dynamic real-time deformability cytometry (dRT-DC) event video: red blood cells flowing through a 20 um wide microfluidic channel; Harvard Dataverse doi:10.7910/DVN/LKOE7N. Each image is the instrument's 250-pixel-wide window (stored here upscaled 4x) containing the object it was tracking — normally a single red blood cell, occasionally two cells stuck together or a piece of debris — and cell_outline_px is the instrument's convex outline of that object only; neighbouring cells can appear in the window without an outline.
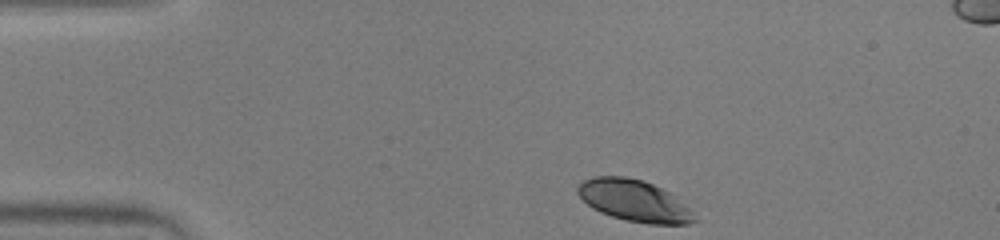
{"species": "human", "species_latin": "Homo sapiens", "temperature_condition": "warm", "stored_images_in_passage": 44, "segment_of_instrument_passage": [1, 2], "camera_frame_rate_fps": 3000, "um_per_image_px": 0.085, "donor": {"sex": "male"}, "frame": {"image": 1, "passage_image": 1, "time_ms": 0.0, "image_size_px": [1000, 240], "cell_outline_px": [[700, 220], [688, 224], [648, 224], [624, 220], [600, 212], [592, 208], [576, 192], [576, 188], [584, 180], [592, 176], [624, 176], [640, 180], [652, 184], [672, 192]], "centroid_in_image_um": [53.93, 17.07], "position_along_channel_um": 31.1, "area_um2": 28.38}}
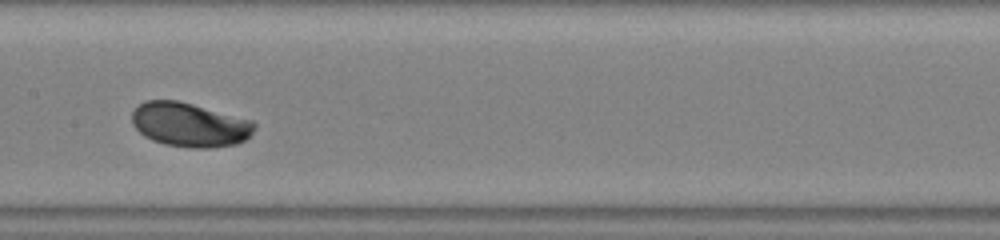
{"frame": {"image": 2, "passage_image": 18, "time_ms": 5.667, "image_size_px": [1000, 240], "cell_outline_px": [[256, 128], [244, 140], [236, 144], [212, 148], [192, 148], [164, 144], [152, 140], [144, 136], [132, 124], [132, 112], [144, 100], [176, 100], [192, 104], [252, 120], [256, 124]], "centroid_in_image_um": [16.11, 10.6], "position_along_channel_um": 191.3, "area_um2": 31.44}}
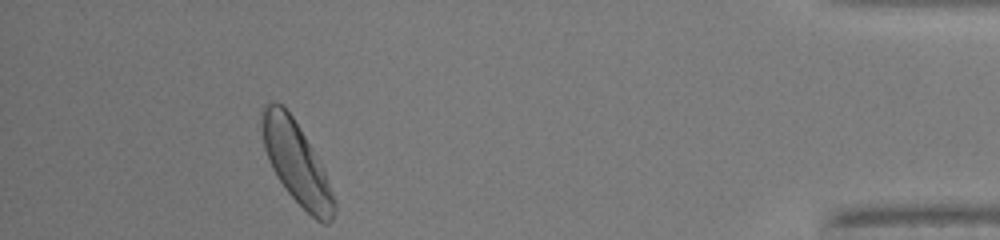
{"frame": {"image": 3, "passage_image": 39, "time_ms": 12.667, "image_size_px": [1000, 240], "cell_outline_px": [[336, 212], [332, 220], [328, 224], [324, 224], [316, 220], [284, 188], [272, 168], [268, 160], [264, 148], [260, 120], [260, 108], [264, 104], [272, 100], [280, 104], [292, 116], [320, 160], [324, 168], [336, 204]], "centroid_in_image_um": [25.18, 13.81], "position_along_channel_um": 410.0, "area_um2": 34.45}}